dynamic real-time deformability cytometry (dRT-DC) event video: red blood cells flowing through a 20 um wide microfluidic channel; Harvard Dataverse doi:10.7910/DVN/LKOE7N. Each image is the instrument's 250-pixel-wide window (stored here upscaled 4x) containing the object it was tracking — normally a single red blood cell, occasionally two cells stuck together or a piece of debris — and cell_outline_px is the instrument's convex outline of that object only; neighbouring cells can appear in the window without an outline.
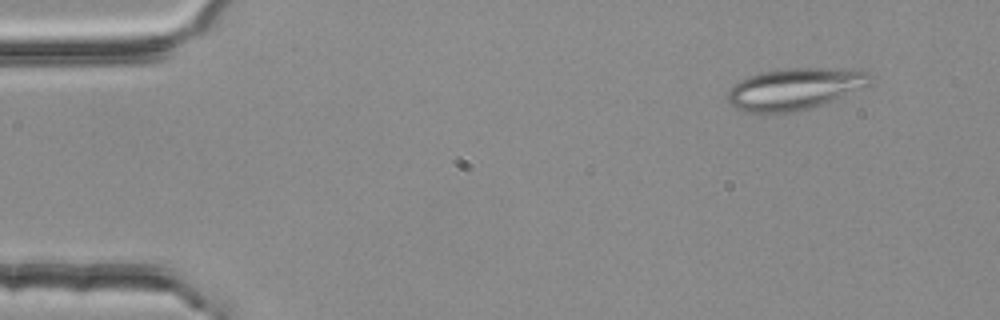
{"species": "common noctule bat (a hibernating species)", "species_latin": "Nyctalus noctula", "temperature_condition": "room temperature", "stored_images_in_passage": 3, "camera_frame_rate_fps": 3000, "um_per_image_px": 0.085, "animal": {"sex": "female", "body_mass_g": 25.1}, "frame": {"image": 1, "passage_image": 2, "time_ms": 0.333, "image_size_px": [1000, 320], "cell_outline_px": [[872, 84], [864, 88], [812, 108], [788, 112], [744, 112], [728, 104], [724, 96], [740, 80], [748, 76], [764, 72], [788, 68], [860, 68], [868, 72], [872, 76]], "centroid_in_image_um": [67.61, 7.54], "position_along_channel_um": 17.4, "area_um2": 34.91}}